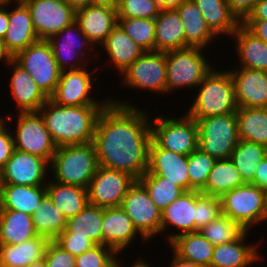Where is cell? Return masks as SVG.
Here are the masks:
<instances>
[{
  "instance_id": "cell-1",
  "label": "cell",
  "mask_w": 267,
  "mask_h": 267,
  "mask_svg": "<svg viewBox=\"0 0 267 267\" xmlns=\"http://www.w3.org/2000/svg\"><path fill=\"white\" fill-rule=\"evenodd\" d=\"M125 98L109 95L110 102L97 119L93 143L99 166L138 180L148 170L151 113Z\"/></svg>"
},
{
  "instance_id": "cell-2",
  "label": "cell",
  "mask_w": 267,
  "mask_h": 267,
  "mask_svg": "<svg viewBox=\"0 0 267 267\" xmlns=\"http://www.w3.org/2000/svg\"><path fill=\"white\" fill-rule=\"evenodd\" d=\"M106 105L60 106L50 98L39 109L57 147L93 142L97 119Z\"/></svg>"
},
{
  "instance_id": "cell-3",
  "label": "cell",
  "mask_w": 267,
  "mask_h": 267,
  "mask_svg": "<svg viewBox=\"0 0 267 267\" xmlns=\"http://www.w3.org/2000/svg\"><path fill=\"white\" fill-rule=\"evenodd\" d=\"M219 68L214 66L199 83L193 92V99L189 98L188 102H192L188 107L184 106L182 113L186 110L193 119H203L236 112L238 106L230 71L227 68L223 70L222 66Z\"/></svg>"
},
{
  "instance_id": "cell-4",
  "label": "cell",
  "mask_w": 267,
  "mask_h": 267,
  "mask_svg": "<svg viewBox=\"0 0 267 267\" xmlns=\"http://www.w3.org/2000/svg\"><path fill=\"white\" fill-rule=\"evenodd\" d=\"M207 50L199 47H187L166 51V95L175 94L177 90H189L191 95L204 77L216 66L210 63ZM194 89V90H193Z\"/></svg>"
},
{
  "instance_id": "cell-5",
  "label": "cell",
  "mask_w": 267,
  "mask_h": 267,
  "mask_svg": "<svg viewBox=\"0 0 267 267\" xmlns=\"http://www.w3.org/2000/svg\"><path fill=\"white\" fill-rule=\"evenodd\" d=\"M98 167L96 148L91 142L57 147L49 171L51 179L58 183L87 189Z\"/></svg>"
},
{
  "instance_id": "cell-6",
  "label": "cell",
  "mask_w": 267,
  "mask_h": 267,
  "mask_svg": "<svg viewBox=\"0 0 267 267\" xmlns=\"http://www.w3.org/2000/svg\"><path fill=\"white\" fill-rule=\"evenodd\" d=\"M222 214L244 230L256 231L267 223V192L251 183L236 187L221 197ZM265 222V223H264Z\"/></svg>"
},
{
  "instance_id": "cell-7",
  "label": "cell",
  "mask_w": 267,
  "mask_h": 267,
  "mask_svg": "<svg viewBox=\"0 0 267 267\" xmlns=\"http://www.w3.org/2000/svg\"><path fill=\"white\" fill-rule=\"evenodd\" d=\"M175 113L151 114L152 139L163 149L188 156L198 148V125L186 112Z\"/></svg>"
},
{
  "instance_id": "cell-8",
  "label": "cell",
  "mask_w": 267,
  "mask_h": 267,
  "mask_svg": "<svg viewBox=\"0 0 267 267\" xmlns=\"http://www.w3.org/2000/svg\"><path fill=\"white\" fill-rule=\"evenodd\" d=\"M7 112H9L7 124L12 125L10 129L13 135L14 148L39 156L50 164L57 146L47 130L41 114L39 112H16V114H12L9 110Z\"/></svg>"
},
{
  "instance_id": "cell-9",
  "label": "cell",
  "mask_w": 267,
  "mask_h": 267,
  "mask_svg": "<svg viewBox=\"0 0 267 267\" xmlns=\"http://www.w3.org/2000/svg\"><path fill=\"white\" fill-rule=\"evenodd\" d=\"M98 69V65L95 67L92 64L77 70L61 71L56 90L50 99L60 106L107 105L110 102L108 95L105 99L96 98L98 87L95 84L99 85L100 78Z\"/></svg>"
},
{
  "instance_id": "cell-10",
  "label": "cell",
  "mask_w": 267,
  "mask_h": 267,
  "mask_svg": "<svg viewBox=\"0 0 267 267\" xmlns=\"http://www.w3.org/2000/svg\"><path fill=\"white\" fill-rule=\"evenodd\" d=\"M47 41L60 71L81 69L98 61V51L76 22Z\"/></svg>"
},
{
  "instance_id": "cell-11",
  "label": "cell",
  "mask_w": 267,
  "mask_h": 267,
  "mask_svg": "<svg viewBox=\"0 0 267 267\" xmlns=\"http://www.w3.org/2000/svg\"><path fill=\"white\" fill-rule=\"evenodd\" d=\"M119 77L121 88L161 95L166 94V52L145 51ZM141 89V90H140Z\"/></svg>"
},
{
  "instance_id": "cell-12",
  "label": "cell",
  "mask_w": 267,
  "mask_h": 267,
  "mask_svg": "<svg viewBox=\"0 0 267 267\" xmlns=\"http://www.w3.org/2000/svg\"><path fill=\"white\" fill-rule=\"evenodd\" d=\"M194 120L198 125V148L216 160L229 159L239 142L236 112Z\"/></svg>"
},
{
  "instance_id": "cell-13",
  "label": "cell",
  "mask_w": 267,
  "mask_h": 267,
  "mask_svg": "<svg viewBox=\"0 0 267 267\" xmlns=\"http://www.w3.org/2000/svg\"><path fill=\"white\" fill-rule=\"evenodd\" d=\"M14 60L31 75L48 98L54 94L61 71L47 40L39 39L32 43L20 51Z\"/></svg>"
},
{
  "instance_id": "cell-14",
  "label": "cell",
  "mask_w": 267,
  "mask_h": 267,
  "mask_svg": "<svg viewBox=\"0 0 267 267\" xmlns=\"http://www.w3.org/2000/svg\"><path fill=\"white\" fill-rule=\"evenodd\" d=\"M121 207L137 231L148 242L161 236V210L151 200L145 187L138 180L123 198Z\"/></svg>"
},
{
  "instance_id": "cell-15",
  "label": "cell",
  "mask_w": 267,
  "mask_h": 267,
  "mask_svg": "<svg viewBox=\"0 0 267 267\" xmlns=\"http://www.w3.org/2000/svg\"><path fill=\"white\" fill-rule=\"evenodd\" d=\"M136 180L129 173L99 166L87 188L88 203L102 208L121 207Z\"/></svg>"
},
{
  "instance_id": "cell-16",
  "label": "cell",
  "mask_w": 267,
  "mask_h": 267,
  "mask_svg": "<svg viewBox=\"0 0 267 267\" xmlns=\"http://www.w3.org/2000/svg\"><path fill=\"white\" fill-rule=\"evenodd\" d=\"M28 7L39 39L52 35L75 22L76 11L65 0H22Z\"/></svg>"
},
{
  "instance_id": "cell-17",
  "label": "cell",
  "mask_w": 267,
  "mask_h": 267,
  "mask_svg": "<svg viewBox=\"0 0 267 267\" xmlns=\"http://www.w3.org/2000/svg\"><path fill=\"white\" fill-rule=\"evenodd\" d=\"M49 177V163L45 159L14 149L0 172V184L46 186Z\"/></svg>"
},
{
  "instance_id": "cell-18",
  "label": "cell",
  "mask_w": 267,
  "mask_h": 267,
  "mask_svg": "<svg viewBox=\"0 0 267 267\" xmlns=\"http://www.w3.org/2000/svg\"><path fill=\"white\" fill-rule=\"evenodd\" d=\"M102 234L103 245L112 248L117 254L122 253L123 257V253L135 247L133 244L137 239L140 244H150L137 231L122 207L103 208Z\"/></svg>"
},
{
  "instance_id": "cell-19",
  "label": "cell",
  "mask_w": 267,
  "mask_h": 267,
  "mask_svg": "<svg viewBox=\"0 0 267 267\" xmlns=\"http://www.w3.org/2000/svg\"><path fill=\"white\" fill-rule=\"evenodd\" d=\"M104 52L105 59L107 62L104 60V63L106 65H101L99 66L98 63H100V58ZM100 52V54H99ZM145 50L140 47L137 43H135L122 29V27L117 24L111 33L107 36L105 42L99 47L98 49V55L99 56V61H97L98 68L100 71H102V68L107 67V69H112L110 71H113L116 75H119L125 71L137 58H139ZM102 53V54H101ZM108 56V57H107ZM109 60V61H108ZM109 65V66H108ZM115 69V70H113ZM115 71V72H114Z\"/></svg>"
},
{
  "instance_id": "cell-20",
  "label": "cell",
  "mask_w": 267,
  "mask_h": 267,
  "mask_svg": "<svg viewBox=\"0 0 267 267\" xmlns=\"http://www.w3.org/2000/svg\"><path fill=\"white\" fill-rule=\"evenodd\" d=\"M195 218L196 190L185 191L161 210V236L166 234L168 244L181 234L195 232Z\"/></svg>"
},
{
  "instance_id": "cell-21",
  "label": "cell",
  "mask_w": 267,
  "mask_h": 267,
  "mask_svg": "<svg viewBox=\"0 0 267 267\" xmlns=\"http://www.w3.org/2000/svg\"><path fill=\"white\" fill-rule=\"evenodd\" d=\"M252 233L245 230L235 241L214 246L210 267H252L259 261L265 262L259 251L261 243L247 241Z\"/></svg>"
},
{
  "instance_id": "cell-22",
  "label": "cell",
  "mask_w": 267,
  "mask_h": 267,
  "mask_svg": "<svg viewBox=\"0 0 267 267\" xmlns=\"http://www.w3.org/2000/svg\"><path fill=\"white\" fill-rule=\"evenodd\" d=\"M11 73L9 80V95L14 106L15 112H38L39 109L49 99L42 90L36 85L29 73L14 59L7 65ZM11 92V93H10ZM17 110V111H16Z\"/></svg>"
},
{
  "instance_id": "cell-23",
  "label": "cell",
  "mask_w": 267,
  "mask_h": 267,
  "mask_svg": "<svg viewBox=\"0 0 267 267\" xmlns=\"http://www.w3.org/2000/svg\"><path fill=\"white\" fill-rule=\"evenodd\" d=\"M144 174L167 178L184 191H190L188 156L163 149L153 139L149 145L148 170Z\"/></svg>"
},
{
  "instance_id": "cell-24",
  "label": "cell",
  "mask_w": 267,
  "mask_h": 267,
  "mask_svg": "<svg viewBox=\"0 0 267 267\" xmlns=\"http://www.w3.org/2000/svg\"><path fill=\"white\" fill-rule=\"evenodd\" d=\"M238 108H267V72L243 67H230Z\"/></svg>"
},
{
  "instance_id": "cell-25",
  "label": "cell",
  "mask_w": 267,
  "mask_h": 267,
  "mask_svg": "<svg viewBox=\"0 0 267 267\" xmlns=\"http://www.w3.org/2000/svg\"><path fill=\"white\" fill-rule=\"evenodd\" d=\"M12 7V9H11ZM9 23L3 41L13 57L39 40L27 5L19 0L8 4Z\"/></svg>"
},
{
  "instance_id": "cell-26",
  "label": "cell",
  "mask_w": 267,
  "mask_h": 267,
  "mask_svg": "<svg viewBox=\"0 0 267 267\" xmlns=\"http://www.w3.org/2000/svg\"><path fill=\"white\" fill-rule=\"evenodd\" d=\"M75 22L98 50L118 24L117 8L90 5L76 11Z\"/></svg>"
},
{
  "instance_id": "cell-27",
  "label": "cell",
  "mask_w": 267,
  "mask_h": 267,
  "mask_svg": "<svg viewBox=\"0 0 267 267\" xmlns=\"http://www.w3.org/2000/svg\"><path fill=\"white\" fill-rule=\"evenodd\" d=\"M229 40L235 51L234 57H237L235 67L267 72V44L265 42L252 34L242 23Z\"/></svg>"
},
{
  "instance_id": "cell-28",
  "label": "cell",
  "mask_w": 267,
  "mask_h": 267,
  "mask_svg": "<svg viewBox=\"0 0 267 267\" xmlns=\"http://www.w3.org/2000/svg\"><path fill=\"white\" fill-rule=\"evenodd\" d=\"M182 21L185 34V48L199 47L205 50L213 48L219 39L208 27L203 15L193 0L184 1L175 9ZM211 43L213 45H211ZM215 43V44H214Z\"/></svg>"
},
{
  "instance_id": "cell-29",
  "label": "cell",
  "mask_w": 267,
  "mask_h": 267,
  "mask_svg": "<svg viewBox=\"0 0 267 267\" xmlns=\"http://www.w3.org/2000/svg\"><path fill=\"white\" fill-rule=\"evenodd\" d=\"M46 196V186L0 184V209L32 215Z\"/></svg>"
},
{
  "instance_id": "cell-30",
  "label": "cell",
  "mask_w": 267,
  "mask_h": 267,
  "mask_svg": "<svg viewBox=\"0 0 267 267\" xmlns=\"http://www.w3.org/2000/svg\"><path fill=\"white\" fill-rule=\"evenodd\" d=\"M199 8L210 30L219 38L230 36L236 31L241 22L231 12L227 0H193Z\"/></svg>"
},
{
  "instance_id": "cell-31",
  "label": "cell",
  "mask_w": 267,
  "mask_h": 267,
  "mask_svg": "<svg viewBox=\"0 0 267 267\" xmlns=\"http://www.w3.org/2000/svg\"><path fill=\"white\" fill-rule=\"evenodd\" d=\"M154 21V51L166 52L185 48L183 24L175 9L161 10Z\"/></svg>"
},
{
  "instance_id": "cell-32",
  "label": "cell",
  "mask_w": 267,
  "mask_h": 267,
  "mask_svg": "<svg viewBox=\"0 0 267 267\" xmlns=\"http://www.w3.org/2000/svg\"><path fill=\"white\" fill-rule=\"evenodd\" d=\"M167 245L179 258L204 267H210L214 245L199 231L181 234Z\"/></svg>"
},
{
  "instance_id": "cell-33",
  "label": "cell",
  "mask_w": 267,
  "mask_h": 267,
  "mask_svg": "<svg viewBox=\"0 0 267 267\" xmlns=\"http://www.w3.org/2000/svg\"><path fill=\"white\" fill-rule=\"evenodd\" d=\"M50 240L37 235L17 245H0L1 267H27L44 258Z\"/></svg>"
},
{
  "instance_id": "cell-34",
  "label": "cell",
  "mask_w": 267,
  "mask_h": 267,
  "mask_svg": "<svg viewBox=\"0 0 267 267\" xmlns=\"http://www.w3.org/2000/svg\"><path fill=\"white\" fill-rule=\"evenodd\" d=\"M36 236L32 215L0 209V245H17Z\"/></svg>"
},
{
  "instance_id": "cell-35",
  "label": "cell",
  "mask_w": 267,
  "mask_h": 267,
  "mask_svg": "<svg viewBox=\"0 0 267 267\" xmlns=\"http://www.w3.org/2000/svg\"><path fill=\"white\" fill-rule=\"evenodd\" d=\"M46 194L67 219L75 216L88 204L87 189L75 185L61 184L50 177L46 184Z\"/></svg>"
},
{
  "instance_id": "cell-36",
  "label": "cell",
  "mask_w": 267,
  "mask_h": 267,
  "mask_svg": "<svg viewBox=\"0 0 267 267\" xmlns=\"http://www.w3.org/2000/svg\"><path fill=\"white\" fill-rule=\"evenodd\" d=\"M236 118L239 140L267 147V108L241 107Z\"/></svg>"
},
{
  "instance_id": "cell-37",
  "label": "cell",
  "mask_w": 267,
  "mask_h": 267,
  "mask_svg": "<svg viewBox=\"0 0 267 267\" xmlns=\"http://www.w3.org/2000/svg\"><path fill=\"white\" fill-rule=\"evenodd\" d=\"M245 184L240 172L229 159L216 160L211 169L205 187L200 191L203 194L222 197L228 191Z\"/></svg>"
},
{
  "instance_id": "cell-38",
  "label": "cell",
  "mask_w": 267,
  "mask_h": 267,
  "mask_svg": "<svg viewBox=\"0 0 267 267\" xmlns=\"http://www.w3.org/2000/svg\"><path fill=\"white\" fill-rule=\"evenodd\" d=\"M103 208L87 204L75 216L67 219L66 230L74 236L87 237L95 245H103Z\"/></svg>"
},
{
  "instance_id": "cell-39",
  "label": "cell",
  "mask_w": 267,
  "mask_h": 267,
  "mask_svg": "<svg viewBox=\"0 0 267 267\" xmlns=\"http://www.w3.org/2000/svg\"><path fill=\"white\" fill-rule=\"evenodd\" d=\"M36 234L54 241L66 229L67 218L46 196L32 214Z\"/></svg>"
},
{
  "instance_id": "cell-40",
  "label": "cell",
  "mask_w": 267,
  "mask_h": 267,
  "mask_svg": "<svg viewBox=\"0 0 267 267\" xmlns=\"http://www.w3.org/2000/svg\"><path fill=\"white\" fill-rule=\"evenodd\" d=\"M266 157V147L257 143L239 140L231 153L230 160L233 162L244 183H253L258 165Z\"/></svg>"
},
{
  "instance_id": "cell-41",
  "label": "cell",
  "mask_w": 267,
  "mask_h": 267,
  "mask_svg": "<svg viewBox=\"0 0 267 267\" xmlns=\"http://www.w3.org/2000/svg\"><path fill=\"white\" fill-rule=\"evenodd\" d=\"M138 181L145 187L155 205L163 210L185 191L167 178L155 174H143Z\"/></svg>"
},
{
  "instance_id": "cell-42",
  "label": "cell",
  "mask_w": 267,
  "mask_h": 267,
  "mask_svg": "<svg viewBox=\"0 0 267 267\" xmlns=\"http://www.w3.org/2000/svg\"><path fill=\"white\" fill-rule=\"evenodd\" d=\"M245 230L228 216L221 214L199 232L214 246L235 241Z\"/></svg>"
},
{
  "instance_id": "cell-43",
  "label": "cell",
  "mask_w": 267,
  "mask_h": 267,
  "mask_svg": "<svg viewBox=\"0 0 267 267\" xmlns=\"http://www.w3.org/2000/svg\"><path fill=\"white\" fill-rule=\"evenodd\" d=\"M125 33L145 51H154L155 21L145 18H118Z\"/></svg>"
},
{
  "instance_id": "cell-44",
  "label": "cell",
  "mask_w": 267,
  "mask_h": 267,
  "mask_svg": "<svg viewBox=\"0 0 267 267\" xmlns=\"http://www.w3.org/2000/svg\"><path fill=\"white\" fill-rule=\"evenodd\" d=\"M215 161V158L202 152L199 148L188 155L190 190L201 191L205 187L208 175Z\"/></svg>"
},
{
  "instance_id": "cell-45",
  "label": "cell",
  "mask_w": 267,
  "mask_h": 267,
  "mask_svg": "<svg viewBox=\"0 0 267 267\" xmlns=\"http://www.w3.org/2000/svg\"><path fill=\"white\" fill-rule=\"evenodd\" d=\"M222 214L221 198L196 190L195 232L201 230Z\"/></svg>"
},
{
  "instance_id": "cell-46",
  "label": "cell",
  "mask_w": 267,
  "mask_h": 267,
  "mask_svg": "<svg viewBox=\"0 0 267 267\" xmlns=\"http://www.w3.org/2000/svg\"><path fill=\"white\" fill-rule=\"evenodd\" d=\"M160 11L158 0H122L117 7L118 18L155 19Z\"/></svg>"
},
{
  "instance_id": "cell-47",
  "label": "cell",
  "mask_w": 267,
  "mask_h": 267,
  "mask_svg": "<svg viewBox=\"0 0 267 267\" xmlns=\"http://www.w3.org/2000/svg\"><path fill=\"white\" fill-rule=\"evenodd\" d=\"M117 253L105 245H95L76 256L75 267H114Z\"/></svg>"
},
{
  "instance_id": "cell-48",
  "label": "cell",
  "mask_w": 267,
  "mask_h": 267,
  "mask_svg": "<svg viewBox=\"0 0 267 267\" xmlns=\"http://www.w3.org/2000/svg\"><path fill=\"white\" fill-rule=\"evenodd\" d=\"M54 241L74 256L81 255L95 246L87 237L74 236V233H70L66 229Z\"/></svg>"
},
{
  "instance_id": "cell-49",
  "label": "cell",
  "mask_w": 267,
  "mask_h": 267,
  "mask_svg": "<svg viewBox=\"0 0 267 267\" xmlns=\"http://www.w3.org/2000/svg\"><path fill=\"white\" fill-rule=\"evenodd\" d=\"M44 259L47 267H75L76 256L64 250L55 241H50Z\"/></svg>"
},
{
  "instance_id": "cell-50",
  "label": "cell",
  "mask_w": 267,
  "mask_h": 267,
  "mask_svg": "<svg viewBox=\"0 0 267 267\" xmlns=\"http://www.w3.org/2000/svg\"><path fill=\"white\" fill-rule=\"evenodd\" d=\"M14 149L13 135L10 126L7 124L0 130V172L12 156Z\"/></svg>"
},
{
  "instance_id": "cell-51",
  "label": "cell",
  "mask_w": 267,
  "mask_h": 267,
  "mask_svg": "<svg viewBox=\"0 0 267 267\" xmlns=\"http://www.w3.org/2000/svg\"><path fill=\"white\" fill-rule=\"evenodd\" d=\"M258 0H227L231 12L242 23L254 9Z\"/></svg>"
},
{
  "instance_id": "cell-52",
  "label": "cell",
  "mask_w": 267,
  "mask_h": 267,
  "mask_svg": "<svg viewBox=\"0 0 267 267\" xmlns=\"http://www.w3.org/2000/svg\"><path fill=\"white\" fill-rule=\"evenodd\" d=\"M242 24L267 44V20H244Z\"/></svg>"
},
{
  "instance_id": "cell-53",
  "label": "cell",
  "mask_w": 267,
  "mask_h": 267,
  "mask_svg": "<svg viewBox=\"0 0 267 267\" xmlns=\"http://www.w3.org/2000/svg\"><path fill=\"white\" fill-rule=\"evenodd\" d=\"M252 184L267 192V156L258 165Z\"/></svg>"
},
{
  "instance_id": "cell-54",
  "label": "cell",
  "mask_w": 267,
  "mask_h": 267,
  "mask_svg": "<svg viewBox=\"0 0 267 267\" xmlns=\"http://www.w3.org/2000/svg\"><path fill=\"white\" fill-rule=\"evenodd\" d=\"M245 20H267V0H258Z\"/></svg>"
},
{
  "instance_id": "cell-55",
  "label": "cell",
  "mask_w": 267,
  "mask_h": 267,
  "mask_svg": "<svg viewBox=\"0 0 267 267\" xmlns=\"http://www.w3.org/2000/svg\"><path fill=\"white\" fill-rule=\"evenodd\" d=\"M142 255L143 254L141 253V256L138 255L135 261H132L131 264H127V266H124V264H123L124 261L123 260H125V264H126V262H127L126 260L127 259L122 258L121 257L122 255L118 254L117 257H116L115 263H114V267H128V266L129 267H153V266L155 267L156 266V264L154 265L152 262L151 263L147 262L148 260H147V258H145V255H143L144 257Z\"/></svg>"
},
{
  "instance_id": "cell-56",
  "label": "cell",
  "mask_w": 267,
  "mask_h": 267,
  "mask_svg": "<svg viewBox=\"0 0 267 267\" xmlns=\"http://www.w3.org/2000/svg\"><path fill=\"white\" fill-rule=\"evenodd\" d=\"M8 23H9L8 5L0 6V38L2 39L6 34Z\"/></svg>"
},
{
  "instance_id": "cell-57",
  "label": "cell",
  "mask_w": 267,
  "mask_h": 267,
  "mask_svg": "<svg viewBox=\"0 0 267 267\" xmlns=\"http://www.w3.org/2000/svg\"><path fill=\"white\" fill-rule=\"evenodd\" d=\"M170 253L172 255L171 256L172 260L170 261V263H168L169 267H204L202 265H198L193 262L183 260L178 256H176L172 251Z\"/></svg>"
},
{
  "instance_id": "cell-58",
  "label": "cell",
  "mask_w": 267,
  "mask_h": 267,
  "mask_svg": "<svg viewBox=\"0 0 267 267\" xmlns=\"http://www.w3.org/2000/svg\"><path fill=\"white\" fill-rule=\"evenodd\" d=\"M13 59L14 57L8 51L3 39L0 38V64L3 62L2 64L7 65Z\"/></svg>"
},
{
  "instance_id": "cell-59",
  "label": "cell",
  "mask_w": 267,
  "mask_h": 267,
  "mask_svg": "<svg viewBox=\"0 0 267 267\" xmlns=\"http://www.w3.org/2000/svg\"><path fill=\"white\" fill-rule=\"evenodd\" d=\"M186 0H158L161 10L177 9Z\"/></svg>"
},
{
  "instance_id": "cell-60",
  "label": "cell",
  "mask_w": 267,
  "mask_h": 267,
  "mask_svg": "<svg viewBox=\"0 0 267 267\" xmlns=\"http://www.w3.org/2000/svg\"><path fill=\"white\" fill-rule=\"evenodd\" d=\"M90 5L117 8L118 0H90Z\"/></svg>"
},
{
  "instance_id": "cell-61",
  "label": "cell",
  "mask_w": 267,
  "mask_h": 267,
  "mask_svg": "<svg viewBox=\"0 0 267 267\" xmlns=\"http://www.w3.org/2000/svg\"><path fill=\"white\" fill-rule=\"evenodd\" d=\"M75 11L90 6V0H65Z\"/></svg>"
},
{
  "instance_id": "cell-62",
  "label": "cell",
  "mask_w": 267,
  "mask_h": 267,
  "mask_svg": "<svg viewBox=\"0 0 267 267\" xmlns=\"http://www.w3.org/2000/svg\"><path fill=\"white\" fill-rule=\"evenodd\" d=\"M0 113V130H2L6 125H7V120H8V112L3 113V110ZM2 114V115H1Z\"/></svg>"
},
{
  "instance_id": "cell-63",
  "label": "cell",
  "mask_w": 267,
  "mask_h": 267,
  "mask_svg": "<svg viewBox=\"0 0 267 267\" xmlns=\"http://www.w3.org/2000/svg\"><path fill=\"white\" fill-rule=\"evenodd\" d=\"M27 267H47L45 263V259L37 260L35 262H32L30 265Z\"/></svg>"
},
{
  "instance_id": "cell-64",
  "label": "cell",
  "mask_w": 267,
  "mask_h": 267,
  "mask_svg": "<svg viewBox=\"0 0 267 267\" xmlns=\"http://www.w3.org/2000/svg\"><path fill=\"white\" fill-rule=\"evenodd\" d=\"M19 0H0V6H6L8 4H11V3H15Z\"/></svg>"
}]
</instances>
